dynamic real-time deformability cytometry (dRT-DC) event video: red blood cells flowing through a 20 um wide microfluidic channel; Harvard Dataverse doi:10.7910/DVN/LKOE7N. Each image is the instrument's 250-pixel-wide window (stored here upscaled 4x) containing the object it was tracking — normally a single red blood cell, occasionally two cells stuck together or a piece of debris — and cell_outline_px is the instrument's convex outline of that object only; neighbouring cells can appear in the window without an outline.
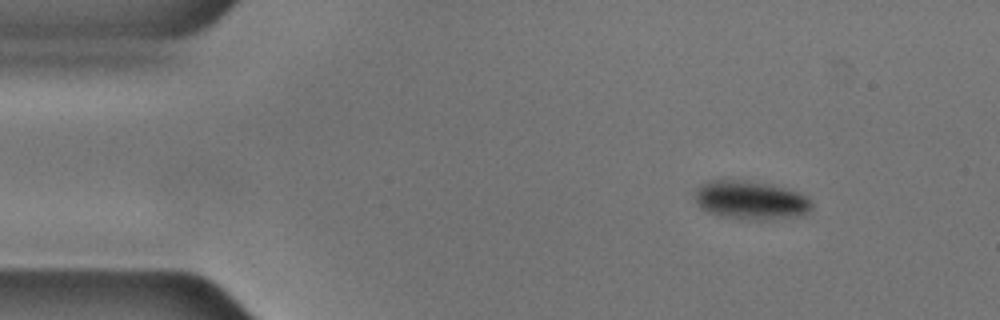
{"species": "common noctule bat (a hibernating species)", "species_latin": "Nyctalus noctula", "temperature_condition": "cold", "stored_images_in_passage": 46, "camera_frame_rate_fps": 3000, "um_per_image_px": 0.085, "animal": {"sex": "male", "body_mass_g": 17.9, "forearm_length_mm": 54.2}, "frame": {"image": 1, "passage_image": 1, "time_ms": 0.0, "image_size_px": [1000, 320], "cell_outline_px": [[812, 208], [808, 212], [800, 216], [772, 220], [760, 220], [720, 216], [708, 212], [700, 208], [692, 196], [696, 188], [700, 184], [708, 180], [724, 176], [772, 184], [792, 188], [808, 196], [812, 200]], "centroid_in_image_um": [63.79, 16.96], "position_along_channel_um": 21.2, "area_um2": 27.74}}
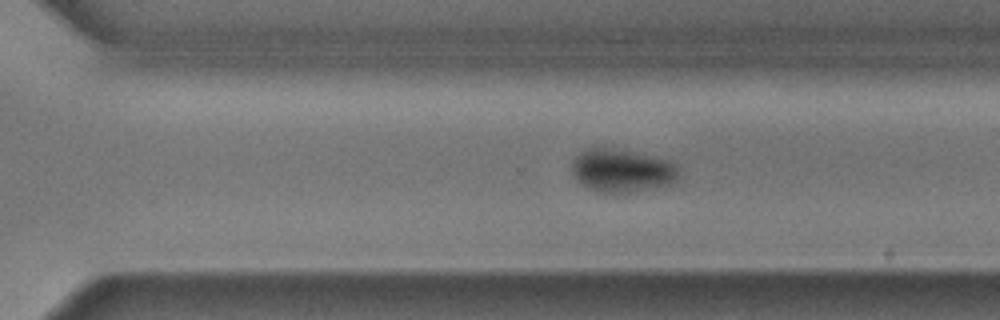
{"frame": {"image": 2, "passage_image": 32, "time_ms": 10.333, "image_size_px": [1000, 320], "cell_outline_px": [[676, 180], [660, 184], [628, 188], [592, 188], [584, 184], [572, 172], [572, 164], [584, 152], [592, 148], [604, 148], [648, 156], [668, 160], [676, 164]], "centroid_in_image_um": [52.85, 14.4], "position_along_channel_um": 317.8, "area_um2": 23.41}}
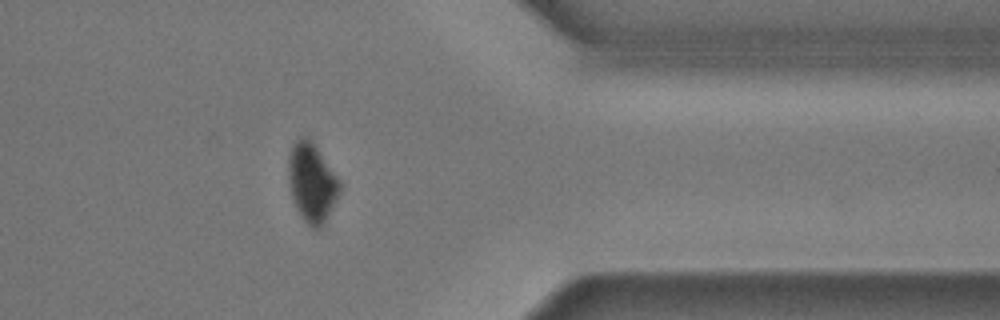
{"frame": {"image": 3, "passage_image": 39, "time_ms": 12.667, "image_size_px": [1000, 320], "cell_outline_px": [[340, 192], [324, 224], [320, 228], [312, 228], [300, 216], [292, 200], [288, 184], [288, 156], [292, 144], [300, 136], [308, 136], [312, 140], [340, 180]], "centroid_in_image_um": [26.48, 15.5], "position_along_channel_um": 384.9, "area_um2": 23.93}, "authors_computed_cell_mechanics": {"area_um2": 25.6343, "velocity_mm_per_s": 3.5599, "shape_relaxation_time_tau1_ms": 3.0243, "shape_relaxation_time_tau2_ms": null, "deformation_change_tau1": 0.0582, "deformation_change_tau2": null}}